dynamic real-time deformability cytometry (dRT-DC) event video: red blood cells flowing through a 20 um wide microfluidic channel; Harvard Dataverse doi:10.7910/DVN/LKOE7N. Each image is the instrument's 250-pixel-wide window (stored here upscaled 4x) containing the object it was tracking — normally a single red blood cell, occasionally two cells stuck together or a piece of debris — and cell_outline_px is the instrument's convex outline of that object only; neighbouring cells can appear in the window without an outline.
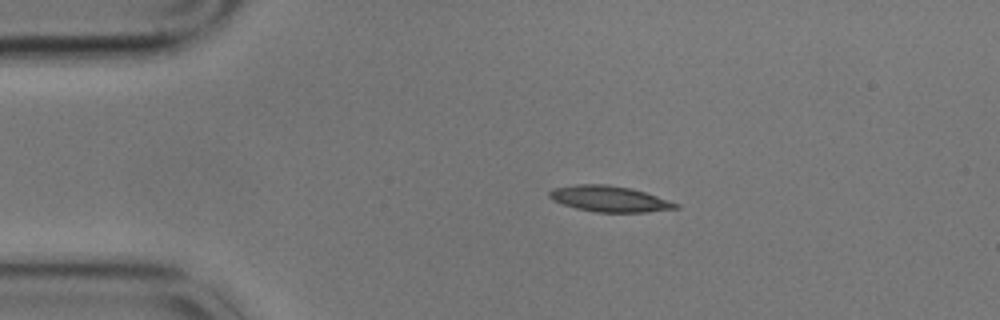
{"species": "common noctule bat (a hibernating species)", "species_latin": "Nyctalus noctula", "temperature_condition": "cold", "stored_images_in_passage": 47, "camera_frame_rate_fps": 3000, "um_per_image_px": 0.085, "animal": {"sex": "male", "body_mass_g": 17.9}, "frame": {"image": 1, "passage_image": 1, "time_ms": 0.0, "image_size_px": [1000, 320], "cell_outline_px": [[680, 208], [648, 212], [596, 212], [576, 208], [552, 200], [548, 196], [548, 192], [552, 188], [576, 184], [608, 184], [632, 188], [680, 204]], "centroid_in_image_um": [51.79, 16.89], "position_along_channel_um": 33.2, "area_um2": 19.13}}
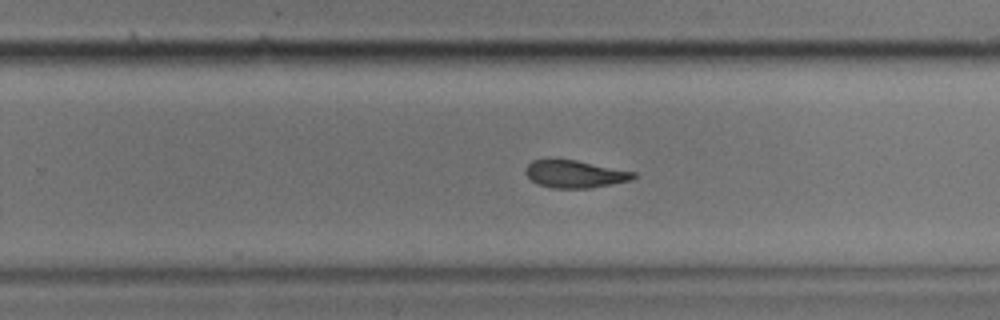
{"frame": {"image": 2, "passage_image": 26, "time_ms": 8.333, "image_size_px": [1000, 320], "cell_outline_px": [[636, 176], [632, 180], [612, 184], [588, 188], [552, 188], [536, 184], [524, 172], [524, 168], [532, 160], [576, 160], [636, 172]], "centroid_in_image_um": [48.86, 14.8], "position_along_channel_um": 280.9, "area_um2": 17.22}}
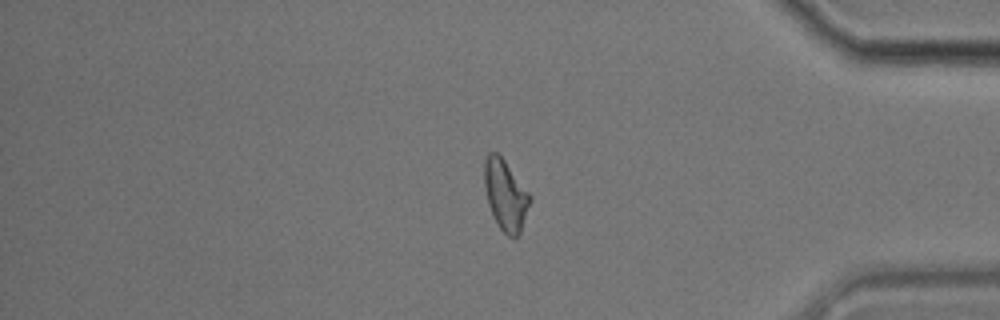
{"frame": {"image": 3, "passage_image": 38, "time_ms": 12.333, "image_size_px": [1000, 320], "cell_outline_px": [[532, 200], [520, 232], [516, 236], [508, 236], [500, 228], [488, 204], [484, 188], [484, 160], [488, 152], [496, 152], [504, 160], [532, 196]], "centroid_in_image_um": [42.97, 16.55], "position_along_channel_um": 392.2, "area_um2": 18.61}, "authors_computed_cell_mechanics": {"area_um2": 18.6116, "velocity_mm_per_s": 3.4365, "shape_relaxation_time_tau1_ms": 6.4466, "shape_relaxation_time_tau2_ms": null, "deformation_change_tau1": 0.1768, "deformation_change_tau2": null}}